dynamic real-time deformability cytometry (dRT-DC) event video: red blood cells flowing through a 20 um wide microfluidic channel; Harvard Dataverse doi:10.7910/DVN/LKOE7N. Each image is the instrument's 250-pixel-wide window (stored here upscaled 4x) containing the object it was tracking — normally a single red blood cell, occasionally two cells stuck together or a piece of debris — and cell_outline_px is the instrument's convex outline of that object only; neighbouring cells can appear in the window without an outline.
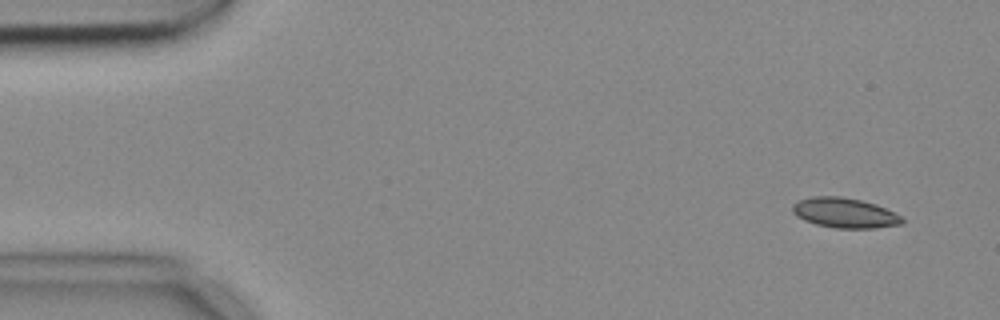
{"species": "common noctule bat (a hibernating species)", "species_latin": "Nyctalus noctula", "temperature_condition": "cold", "stored_images_in_passage": 5, "camera_frame_rate_fps": 3000, "um_per_image_px": 0.085, "animal": {"sex": "female", "body_mass_g": 18.4}, "frame": {"image": 1, "passage_image": 1, "time_ms": 0.0, "image_size_px": [1000, 320], "cell_outline_px": [[904, 224], [876, 228], [836, 228], [816, 224], [804, 220], [796, 216], [792, 212], [792, 204], [800, 200], [812, 196], [840, 196], [860, 200], [876, 204], [900, 216], [904, 220]], "centroid_in_image_um": [71.78, 18.1], "position_along_channel_um": 13.2, "area_um2": 19.13}}
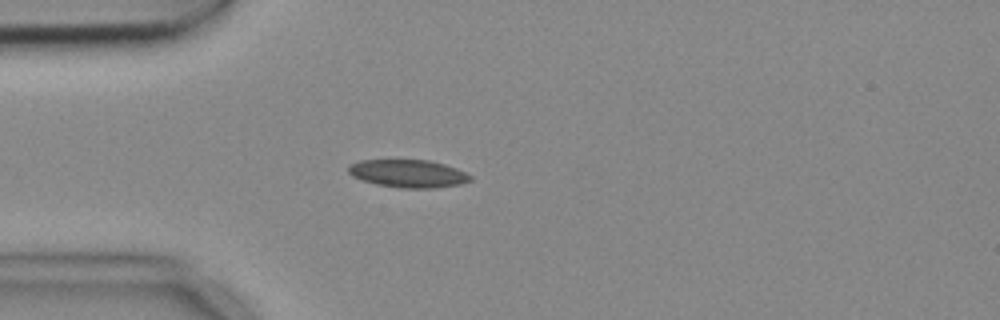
{"frame": {"image": 2, "passage_image": 4, "time_ms": 1.0, "image_size_px": [1000, 320], "cell_outline_px": [[472, 180], [460, 184], [436, 188], [400, 188], [376, 184], [352, 176], [348, 172], [348, 164], [360, 160], [428, 160], [444, 164], [456, 168], [472, 176]], "centroid_in_image_um": [34.69, 14.75], "position_along_channel_um": 50.3, "area_um2": 19.77}}